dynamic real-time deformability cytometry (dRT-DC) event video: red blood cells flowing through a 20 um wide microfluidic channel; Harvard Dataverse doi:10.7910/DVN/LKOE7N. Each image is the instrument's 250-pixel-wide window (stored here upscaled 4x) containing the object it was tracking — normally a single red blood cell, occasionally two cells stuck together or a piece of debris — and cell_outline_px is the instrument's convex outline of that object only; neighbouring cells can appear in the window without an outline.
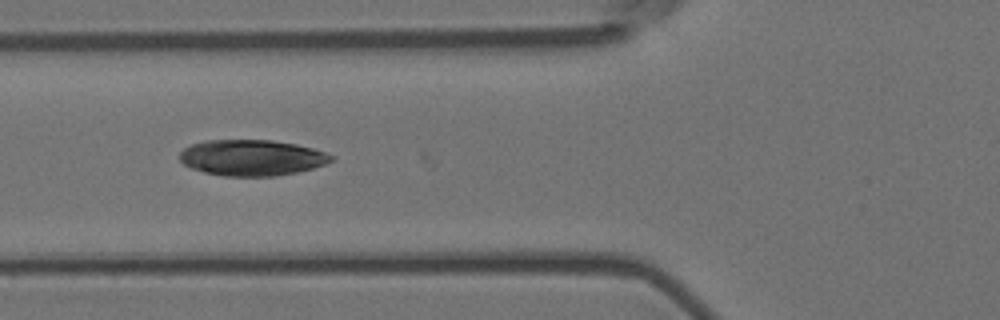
{"species": "Egyptian fruit bat (a non-hibernating species)", "species_latin": "Rousettus aegyptiacus", "temperature_condition": "room temperature", "stored_images_in_passage": 7, "camera_frame_rate_fps": 3000, "um_per_image_px": 0.085, "animal": {"sex": "female"}, "frame": {"image": 1, "passage_image": 5, "time_ms": 1.333, "image_size_px": [1000, 320], "cell_outline_px": [[336, 156], [332, 160], [324, 164], [312, 168], [296, 172], [276, 176], [224, 176], [204, 172], [192, 168], [184, 164], [180, 160], [180, 152], [184, 148], [192, 144], [204, 140], [272, 140], [296, 144], [312, 148]], "centroid_in_image_um": [21.39, 13.4], "position_along_channel_um": 104.4, "area_um2": 31.67}}